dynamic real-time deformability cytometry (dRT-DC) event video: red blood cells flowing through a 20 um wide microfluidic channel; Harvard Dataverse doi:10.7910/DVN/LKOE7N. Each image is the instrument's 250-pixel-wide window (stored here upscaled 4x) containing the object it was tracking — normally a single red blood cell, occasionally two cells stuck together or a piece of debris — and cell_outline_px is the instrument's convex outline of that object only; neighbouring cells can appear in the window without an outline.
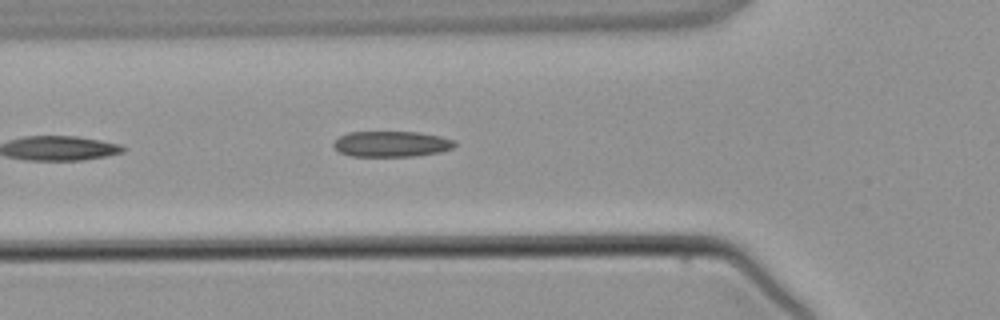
{"species": "common noctule bat (a hibernating species)", "species_latin": "Nyctalus noctula", "temperature_condition": "warm", "stored_images_in_passage": 3, "camera_frame_rate_fps": 3000, "um_per_image_px": 0.085, "animal": {"sex": "male", "body_mass_g": 21.5, "forearm_length_mm": 52.0}, "frame": {"image": 1, "passage_image": 3, "time_ms": 2.333, "image_size_px": [1000, 320], "cell_outline_px": [[456, 144], [452, 148], [440, 152], [416, 156], [352, 156], [340, 152], [332, 144], [340, 136], [348, 132], [420, 132], [440, 136], [456, 140]], "centroid_in_image_um": [33.31, 12.23], "position_along_channel_um": 92.5, "area_um2": 18.15}}